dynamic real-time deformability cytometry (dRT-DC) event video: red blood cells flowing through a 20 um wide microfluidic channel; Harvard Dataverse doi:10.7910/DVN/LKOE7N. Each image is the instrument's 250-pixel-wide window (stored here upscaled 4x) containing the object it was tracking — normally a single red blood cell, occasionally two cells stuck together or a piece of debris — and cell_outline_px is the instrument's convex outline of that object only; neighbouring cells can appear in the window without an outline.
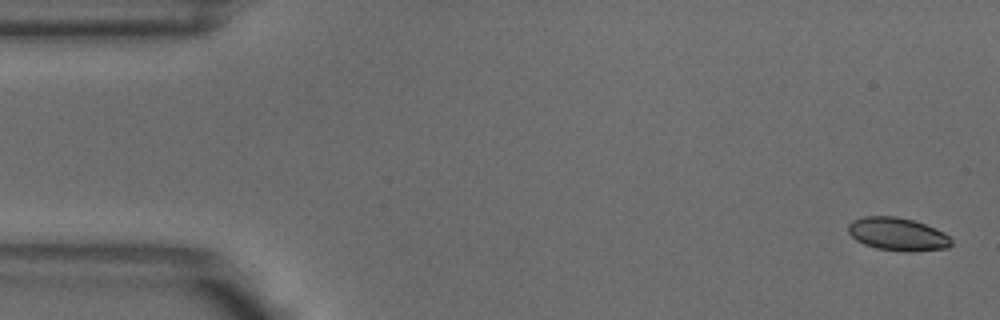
{"species": "common noctule bat (a hibernating species)", "species_latin": "Nyctalus noctula", "temperature_condition": "warm", "stored_images_in_passage": 4, "camera_frame_rate_fps": 3000, "um_per_image_px": 0.085, "animal": {"sex": "male", "body_mass_g": 18.8}, "frame": {"image": 1, "passage_image": 1, "time_ms": 0.0, "image_size_px": [1000, 320], "cell_outline_px": [[952, 244], [948, 248], [912, 252], [904, 252], [876, 248], [864, 244], [856, 240], [848, 232], [848, 224], [852, 220], [864, 216], [896, 216], [912, 220], [924, 224], [944, 232], [952, 240]], "centroid_in_image_um": [76.29, 19.91], "position_along_channel_um": 8.7, "area_um2": 19.94}}
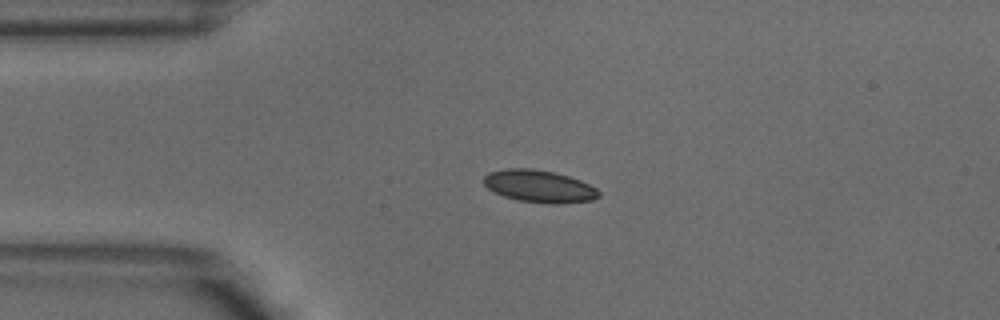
{"frame": {"image": 2, "passage_image": 3, "time_ms": 0.667, "image_size_px": [1000, 320], "cell_outline_px": [[600, 196], [592, 200], [560, 204], [552, 204], [520, 200], [504, 196], [488, 188], [484, 184], [484, 176], [488, 172], [508, 168], [528, 168], [552, 172], [568, 176], [580, 180], [596, 188], [600, 192]], "centroid_in_image_um": [45.85, 15.83], "position_along_channel_um": 39.2, "area_um2": 21.44}}